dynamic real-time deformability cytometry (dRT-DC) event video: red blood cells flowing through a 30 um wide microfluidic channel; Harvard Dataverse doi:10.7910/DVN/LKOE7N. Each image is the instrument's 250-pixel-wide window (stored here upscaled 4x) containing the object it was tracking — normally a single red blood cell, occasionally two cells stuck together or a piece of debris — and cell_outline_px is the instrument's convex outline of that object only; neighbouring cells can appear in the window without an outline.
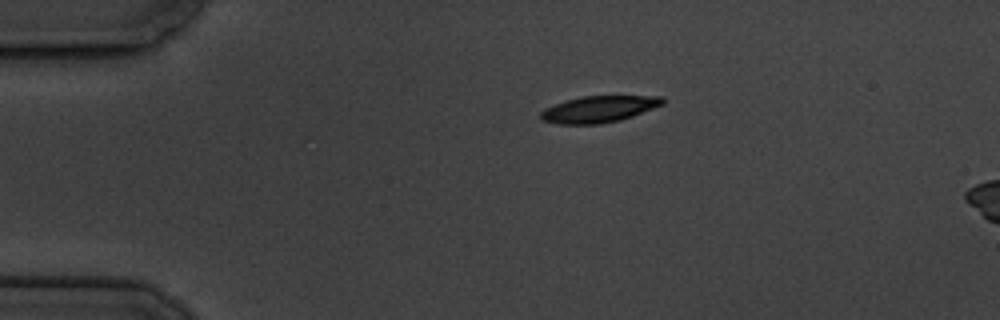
{"species": "common noctule bat (a hibernating species)", "species_latin": "Nyctalus noctula", "temperature_condition": "cold", "stored_images_in_passage": 6, "camera_frame_rate_fps": 3000, "um_per_image_px": 0.085, "animal": {"sex": "male", "body_mass_g": 19.5, "forearm_length_mm": 54.6}, "frame": {"image": 1, "passage_image": 6, "time_ms": 5.667, "image_size_px": [1000, 320], "cell_outline_px": [[664, 104], [632, 116], [620, 120], [600, 124], [556, 124], [540, 120], [540, 112], [544, 108], [568, 100], [584, 96], [664, 96]], "centroid_in_image_um": [50.89, 9.28], "position_along_channel_um": 34.1, "area_um2": 18.79}}